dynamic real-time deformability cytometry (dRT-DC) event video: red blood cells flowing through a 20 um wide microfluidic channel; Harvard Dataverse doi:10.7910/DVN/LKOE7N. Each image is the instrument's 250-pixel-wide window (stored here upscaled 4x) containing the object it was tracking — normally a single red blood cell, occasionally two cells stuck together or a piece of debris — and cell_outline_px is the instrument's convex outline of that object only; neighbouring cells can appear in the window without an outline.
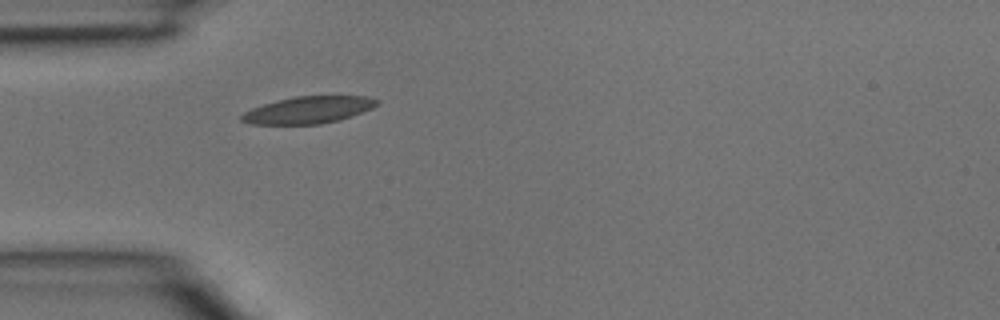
{"species": "common noctule bat (a hibernating species)", "species_latin": "Nyctalus noctula", "temperature_condition": "room temperature", "stored_images_in_passage": 1, "camera_frame_rate_fps": 3000, "um_per_image_px": 0.085, "animal": {"sex": "male", "body_mass_g": 15.6}, "frame": {"image": 1, "passage_image": 1, "time_ms": 0.0, "image_size_px": [1000, 320], "cell_outline_px": [[380, 104], [372, 108], [340, 120], [320, 124], [252, 124], [240, 120], [240, 116], [244, 112], [252, 108], [264, 104], [296, 96], [368, 96], [380, 100]], "centroid_in_image_um": [26.25, 9.34], "position_along_channel_um": 58.8, "area_um2": 21.21}}